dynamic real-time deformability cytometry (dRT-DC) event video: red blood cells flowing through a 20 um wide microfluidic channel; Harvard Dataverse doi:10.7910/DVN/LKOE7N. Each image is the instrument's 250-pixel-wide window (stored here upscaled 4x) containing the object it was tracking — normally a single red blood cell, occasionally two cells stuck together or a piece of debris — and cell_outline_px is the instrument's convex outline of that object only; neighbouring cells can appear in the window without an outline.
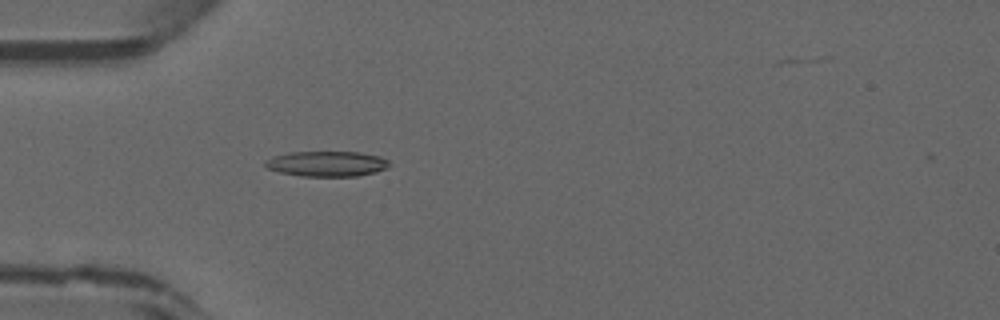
{"species": "common noctule bat (a hibernating species)", "species_latin": "Nyctalus noctula", "temperature_condition": "warm", "stored_images_in_passage": 47, "camera_frame_rate_fps": 3000, "um_per_image_px": 0.085, "animal": {"sex": "male", "forearm_length_mm": 52.5}, "frame": {"image": 1, "passage_image": 14, "time_ms": 4.333, "image_size_px": [1000, 320], "cell_outline_px": [[392, 164], [388, 168], [376, 172], [356, 176], [300, 176], [280, 172], [268, 168], [264, 164], [264, 160], [272, 156], [288, 152], [360, 152], [380, 156], [388, 160]], "centroid_in_image_um": [27.8, 13.91], "position_along_channel_um": 57.2, "area_um2": 18.5}}
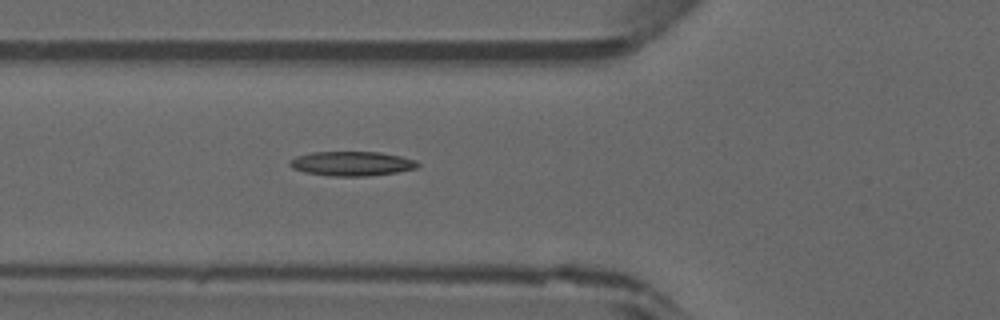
{"frame": {"image": 2, "passage_image": 17, "time_ms": 5.333, "image_size_px": [1000, 320], "cell_outline_px": [[420, 164], [416, 168], [396, 172], [368, 176], [332, 176], [304, 172], [292, 168], [288, 164], [288, 160], [296, 156], [312, 152], [380, 152], [400, 156], [416, 160]], "centroid_in_image_um": [29.87, 13.9], "position_along_channel_um": 95.9, "area_um2": 18.26}}
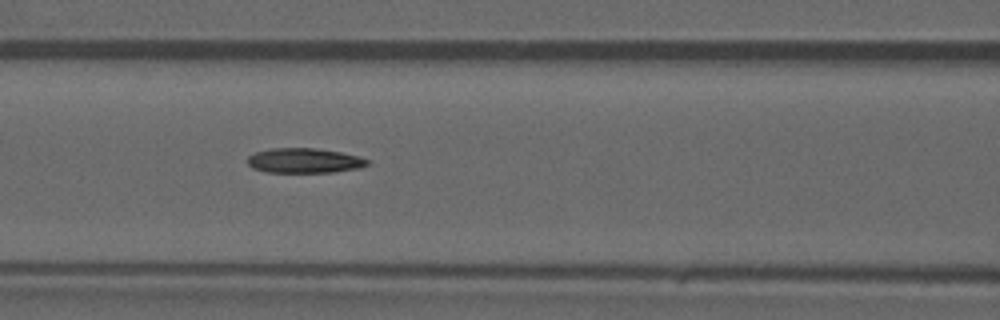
{"frame": {"image": 3, "passage_image": 20, "time_ms": 6.333, "image_size_px": [1000, 320], "cell_outline_px": [[372, 160], [368, 164], [360, 168], [332, 172], [268, 172], [252, 168], [248, 164], [248, 156], [256, 152], [268, 148], [316, 148], [340, 152], [360, 156]], "centroid_in_image_um": [25.9, 13.64], "position_along_channel_um": 140.7, "area_um2": 17.46}}